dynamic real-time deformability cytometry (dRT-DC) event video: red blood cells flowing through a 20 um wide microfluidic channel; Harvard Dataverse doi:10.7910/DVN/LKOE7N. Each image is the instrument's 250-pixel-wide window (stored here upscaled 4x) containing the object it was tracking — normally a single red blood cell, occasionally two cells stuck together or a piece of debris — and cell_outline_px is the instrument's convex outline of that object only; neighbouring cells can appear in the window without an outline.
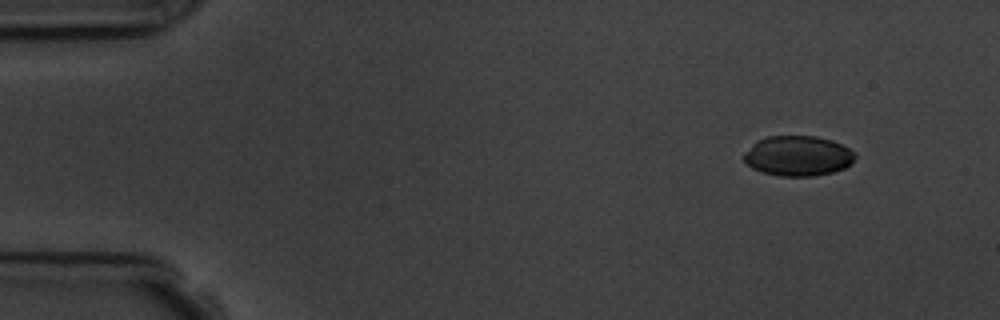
{"species": "common noctule bat (a hibernating species)", "species_latin": "Nyctalus noctula", "temperature_condition": "room temperature", "stored_images_in_passage": 4, "camera_frame_rate_fps": 3000, "um_per_image_px": 0.085, "animal": {"sex": "male", "body_mass_g": 19.5, "forearm_length_mm": 54.6}, "frame": {"image": 1, "passage_image": 1, "time_ms": 0.0, "image_size_px": [1000, 320], "cell_outline_px": [[856, 156], [844, 168], [832, 172], [816, 176], [780, 176], [764, 172], [752, 168], [744, 160], [744, 152], [756, 140], [768, 136], [816, 136], [832, 140], [848, 148]], "centroid_in_image_um": [67.79, 13.24], "position_along_channel_um": 17.2, "area_um2": 25.84}}
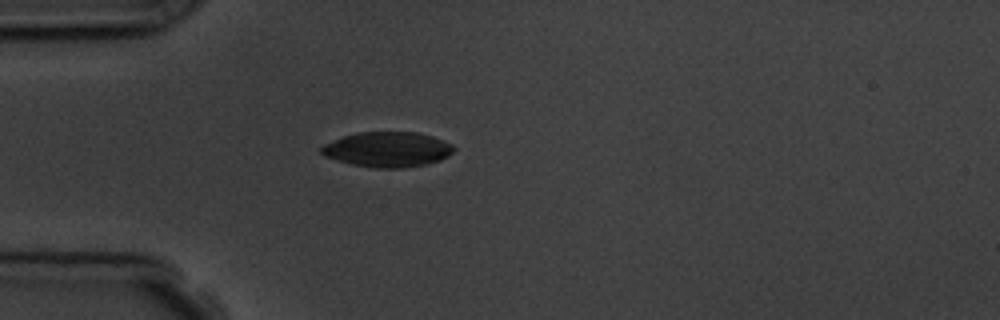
{"frame": {"image": 2, "passage_image": 4, "time_ms": 3.333, "image_size_px": [1000, 320], "cell_outline_px": [[456, 148], [448, 156], [440, 160], [428, 164], [400, 168], [376, 168], [352, 164], [336, 160], [324, 156], [320, 152], [320, 148], [324, 144], [344, 136], [356, 132], [416, 132], [432, 136], [452, 144]], "centroid_in_image_um": [32.94, 12.7], "position_along_channel_um": 52.1, "area_um2": 27.11}}